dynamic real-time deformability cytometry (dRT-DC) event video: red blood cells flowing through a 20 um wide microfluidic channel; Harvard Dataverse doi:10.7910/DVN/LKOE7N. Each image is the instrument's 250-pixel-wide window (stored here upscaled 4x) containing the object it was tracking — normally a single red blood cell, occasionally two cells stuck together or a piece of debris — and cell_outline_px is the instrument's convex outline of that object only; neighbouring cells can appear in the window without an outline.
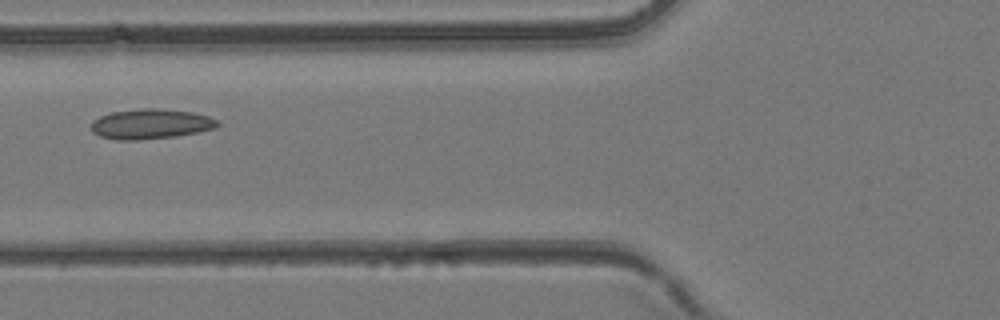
{"species": "common noctule bat (a hibernating species)", "species_latin": "Nyctalus noctula", "temperature_condition": "room temperature", "stored_images_in_passage": 38, "camera_frame_rate_fps": 3000, "um_per_image_px": 0.085, "animal": {"sex": "female", "body_mass_g": 24.6, "forearm_length_mm": 56.2}, "frame": {"image": 1, "passage_image": 12, "time_ms": 3.667, "image_size_px": [1000, 320], "cell_outline_px": [[220, 124], [216, 128], [200, 132], [176, 136], [140, 140], [116, 140], [100, 136], [92, 132], [92, 120], [100, 116], [112, 112], [140, 108], [160, 108], [192, 112], [208, 116], [216, 120]], "centroid_in_image_um": [12.81, 10.54], "position_along_channel_um": 113.0, "area_um2": 22.25}}
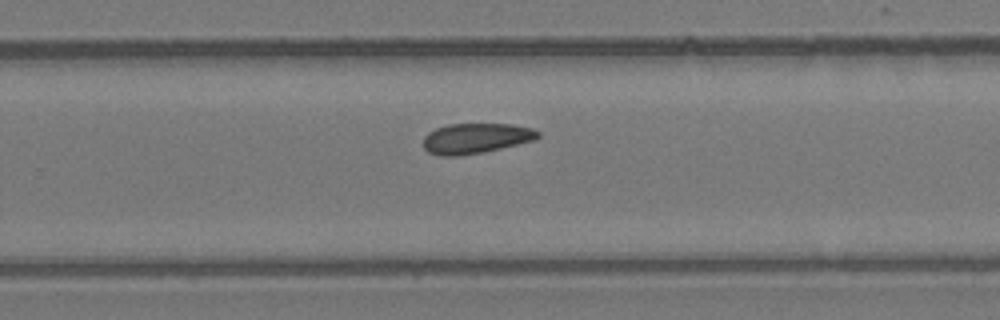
{"frame": {"image": 2, "passage_image": 23, "time_ms": 7.333, "image_size_px": [1000, 320], "cell_outline_px": [[540, 136], [532, 140], [484, 152], [456, 156], [440, 156], [428, 152], [424, 148], [424, 136], [428, 132], [436, 128], [448, 124], [512, 124], [532, 128], [540, 132]], "centroid_in_image_um": [40.41, 11.75], "position_along_channel_um": 289.4, "area_um2": 20.11}}
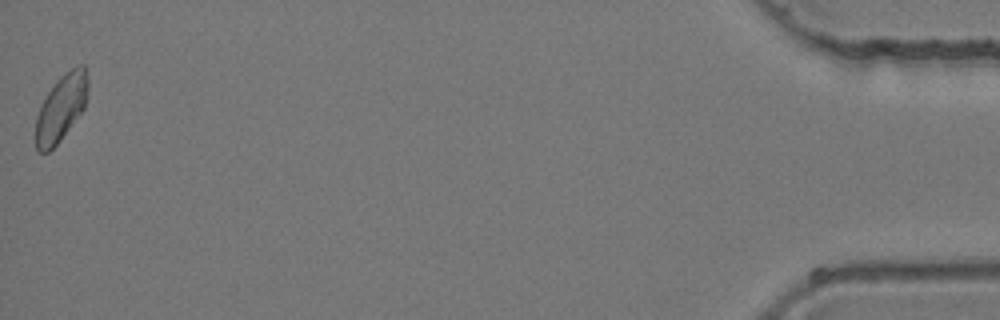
{"frame": {"image": 3, "passage_image": 38, "time_ms": 12.333, "image_size_px": [1000, 320], "cell_outline_px": [[88, 96], [84, 108], [60, 140], [48, 152], [36, 152], [36, 116], [40, 104], [48, 92], [60, 76], [64, 72], [76, 64], [84, 64], [88, 80]], "centroid_in_image_um": [5.2, 9.12], "position_along_channel_um": 430.0, "area_um2": 20.35}}